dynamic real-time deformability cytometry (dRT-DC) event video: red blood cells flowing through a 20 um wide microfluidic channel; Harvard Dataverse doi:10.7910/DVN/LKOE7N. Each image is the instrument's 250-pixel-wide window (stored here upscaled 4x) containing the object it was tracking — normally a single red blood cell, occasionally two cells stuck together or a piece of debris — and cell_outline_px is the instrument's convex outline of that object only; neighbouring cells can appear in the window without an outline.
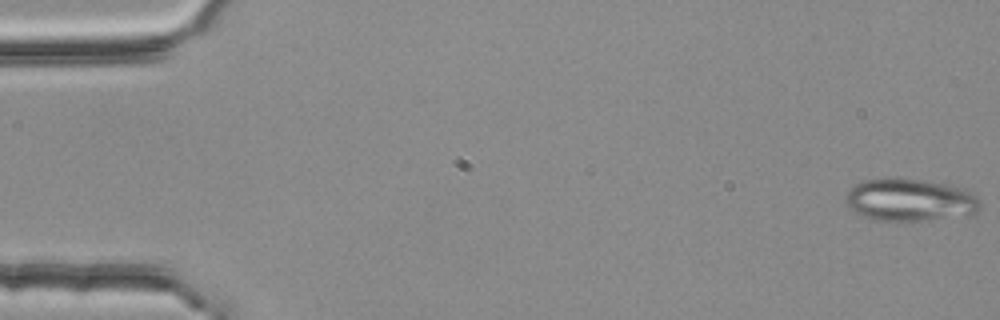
{"species": "common noctule bat (a hibernating species)", "species_latin": "Nyctalus noctula", "temperature_condition": "room temperature", "stored_images_in_passage": 16, "camera_frame_rate_fps": 3000, "um_per_image_px": 0.085, "animal": {"sex": "female", "body_mass_g": 25.1}, "frame": {"image": 1, "passage_image": 1, "time_ms": 0.0, "image_size_px": [1000, 320], "cell_outline_px": [[980, 208], [976, 212], [924, 220], [868, 220], [856, 212], [844, 200], [844, 196], [848, 188], [864, 180], [920, 180], [948, 184], [964, 188], [976, 196], [980, 200]], "centroid_in_image_um": [77.31, 17.0], "position_along_channel_um": 7.7, "area_um2": 32.48}}